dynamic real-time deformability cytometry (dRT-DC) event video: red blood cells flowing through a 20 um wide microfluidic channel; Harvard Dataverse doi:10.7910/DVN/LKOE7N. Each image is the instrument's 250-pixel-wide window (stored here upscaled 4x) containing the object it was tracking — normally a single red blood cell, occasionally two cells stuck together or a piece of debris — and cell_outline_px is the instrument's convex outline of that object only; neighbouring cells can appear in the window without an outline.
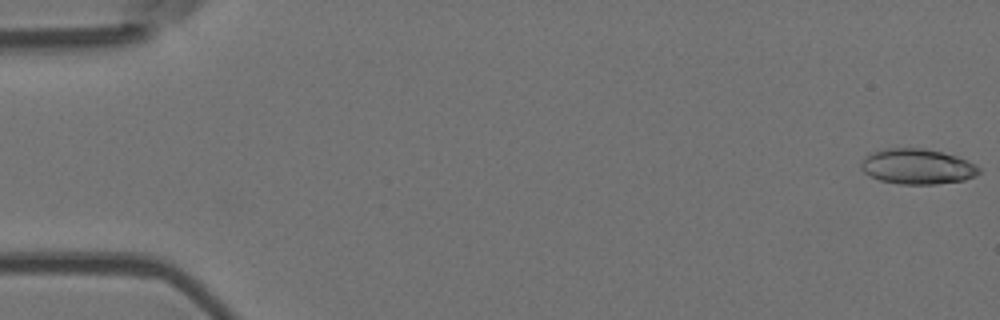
{"species": "Egyptian fruit bat (a non-hibernating species)", "species_latin": "Rousettus aegyptiacus", "temperature_condition": "room temperature", "stored_images_in_passage": 6, "camera_frame_rate_fps": 3000, "um_per_image_px": 0.085, "animal": {"sex": "female"}, "frame": {"image": 1, "passage_image": 1, "time_ms": 0.0, "image_size_px": [1000, 320], "cell_outline_px": [[980, 172], [976, 176], [964, 180], [936, 184], [900, 184], [880, 180], [864, 172], [860, 168], [860, 164], [868, 152], [884, 148], [924, 148], [956, 156], [968, 160], [976, 164], [980, 168]], "centroid_in_image_um": [77.97, 14.14], "position_along_channel_um": 7.0, "area_um2": 24.45}}